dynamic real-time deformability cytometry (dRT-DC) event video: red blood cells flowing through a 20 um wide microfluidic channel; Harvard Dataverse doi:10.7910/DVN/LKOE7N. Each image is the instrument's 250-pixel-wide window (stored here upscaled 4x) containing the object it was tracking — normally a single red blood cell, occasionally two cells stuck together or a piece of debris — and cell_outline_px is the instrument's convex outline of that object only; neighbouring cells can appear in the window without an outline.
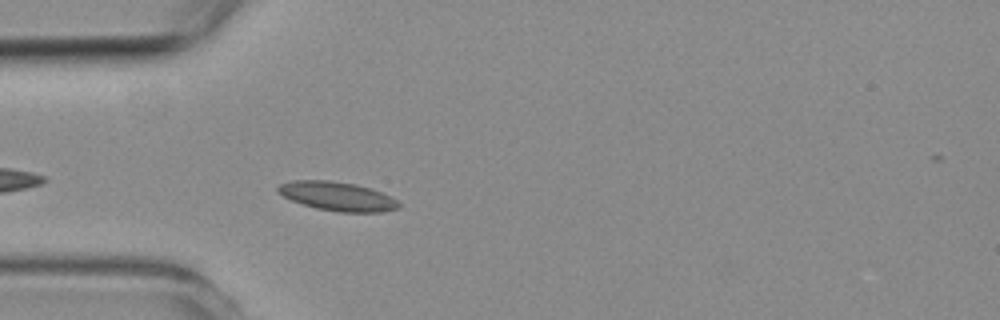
{"species": "common noctule bat (a hibernating species)", "species_latin": "Nyctalus noctula", "temperature_condition": "room temperature", "stored_images_in_passage": 4, "camera_frame_rate_fps": 3000, "um_per_image_px": 0.085, "animal": {"sex": "female", "body_mass_g": 19.3, "forearm_length_mm": 54.1}, "frame": {"image": 1, "passage_image": 4, "time_ms": 4.333, "image_size_px": [1000, 320], "cell_outline_px": [[400, 208], [380, 212], [336, 212], [316, 208], [292, 200], [276, 192], [276, 188], [280, 184], [292, 180], [328, 180], [352, 184], [372, 188], [396, 200], [400, 204]], "centroid_in_image_um": [28.65, 16.68], "position_along_channel_um": 56.3, "area_um2": 20.23}}